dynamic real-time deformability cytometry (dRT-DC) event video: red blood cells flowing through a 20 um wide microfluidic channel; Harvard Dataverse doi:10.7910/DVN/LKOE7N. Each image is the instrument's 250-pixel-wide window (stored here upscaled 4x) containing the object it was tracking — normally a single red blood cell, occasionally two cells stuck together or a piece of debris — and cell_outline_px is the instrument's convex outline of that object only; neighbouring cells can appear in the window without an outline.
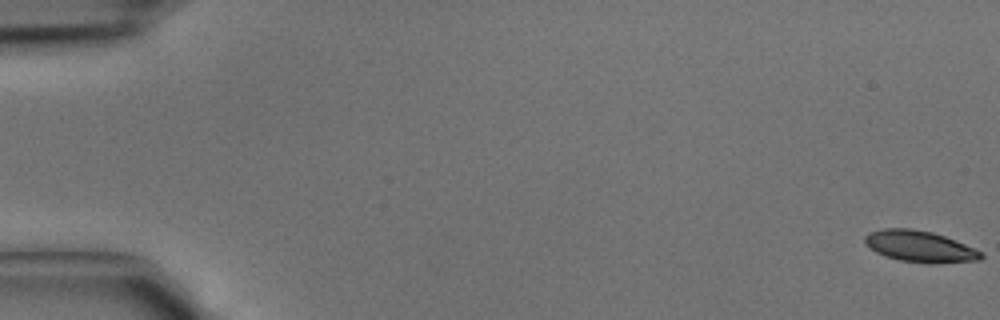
{"species": "common noctule bat (a hibernating species)", "species_latin": "Nyctalus noctula", "temperature_condition": "cold", "stored_images_in_passage": 44, "camera_frame_rate_fps": 3000, "um_per_image_px": 0.085, "animal": {"sex": "male", "body_mass_g": 15.6}, "frame": {"image": 1, "passage_image": 1, "time_ms": 0.0, "image_size_px": [1000, 320], "cell_outline_px": [[984, 256], [980, 260], [936, 264], [928, 264], [900, 260], [884, 256], [868, 248], [864, 244], [864, 236], [868, 232], [884, 228], [912, 228], [932, 232], [944, 236], [984, 252]], "centroid_in_image_um": [78.16, 20.95], "position_along_channel_um": 6.8, "area_um2": 21.56}}
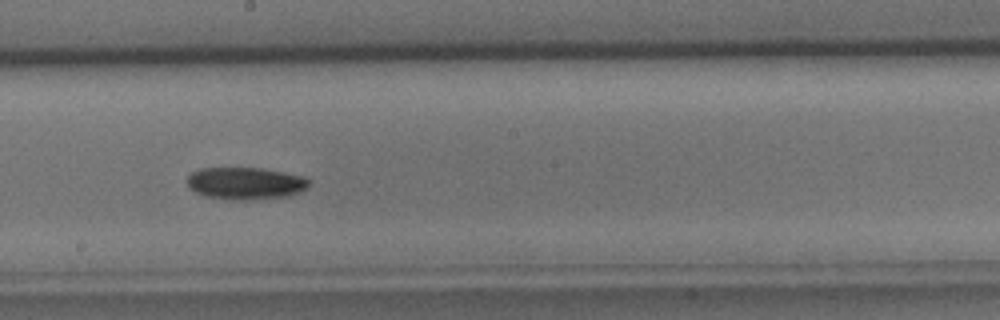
{"frame": {"image": 2, "passage_image": 25, "time_ms": 8.0, "image_size_px": [1000, 320], "cell_outline_px": [[308, 188], [300, 192], [288, 196], [252, 200], [232, 200], [208, 196], [196, 192], [188, 184], [188, 176], [192, 172], [200, 168], [260, 168], [284, 172], [304, 176], [308, 180]], "centroid_in_image_um": [20.9, 15.58], "position_along_channel_um": 227.3, "area_um2": 22.77}}
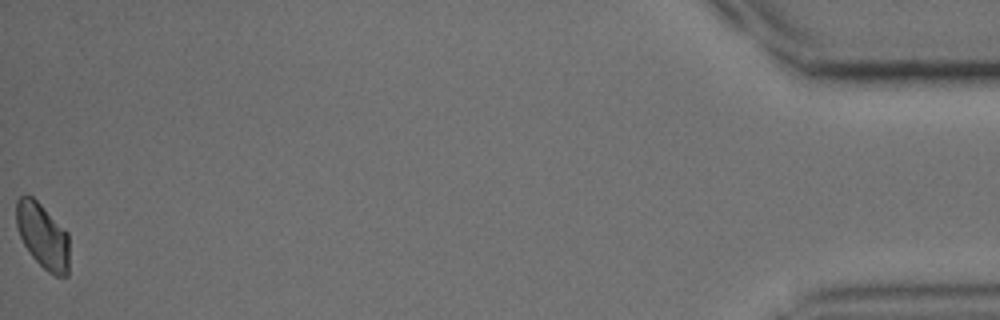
{"frame": {"image": 3, "passage_image": 44, "time_ms": 14.333, "image_size_px": [1000, 320], "cell_outline_px": [[68, 276], [56, 276], [48, 272], [32, 256], [24, 244], [20, 236], [16, 224], [16, 200], [24, 192], [32, 196], [68, 232]], "centroid_in_image_um": [3.62, 20.02], "position_along_channel_um": 431.6, "area_um2": 20.11}}